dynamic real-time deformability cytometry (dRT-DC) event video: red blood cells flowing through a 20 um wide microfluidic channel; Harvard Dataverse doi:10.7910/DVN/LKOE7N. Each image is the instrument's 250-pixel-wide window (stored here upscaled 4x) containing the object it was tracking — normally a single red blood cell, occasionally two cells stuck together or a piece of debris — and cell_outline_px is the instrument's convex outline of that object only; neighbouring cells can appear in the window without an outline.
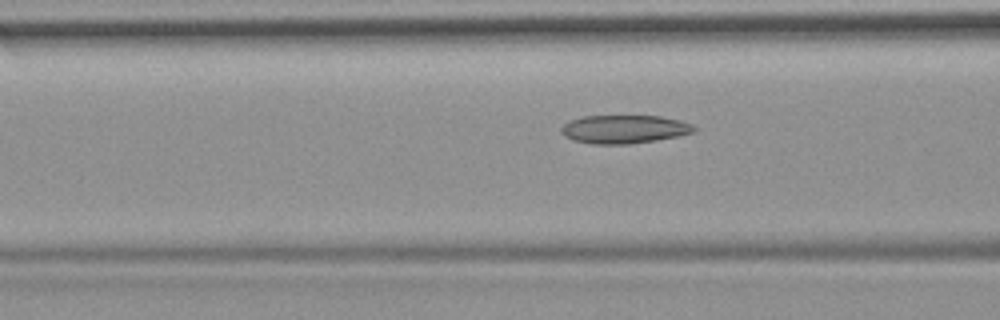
{"species": "common noctule bat (a hibernating species)", "species_latin": "Nyctalus noctula", "temperature_condition": "room temperature", "stored_images_in_passage": 52, "camera_frame_rate_fps": 3000, "um_per_image_px": 0.085, "animal": {"sex": "female", "body_mass_g": 19.9}, "frame": {"image": 1, "passage_image": 19, "time_ms": 6.0, "image_size_px": [1000, 320], "cell_outline_px": [[696, 128], [692, 132], [680, 136], [656, 140], [628, 144], [592, 144], [572, 140], [564, 136], [560, 132], [560, 128], [568, 120], [584, 116], [660, 116], [680, 120], [692, 124]], "centroid_in_image_um": [53.02, 10.98], "position_along_channel_um": 113.6, "area_um2": 22.08}}
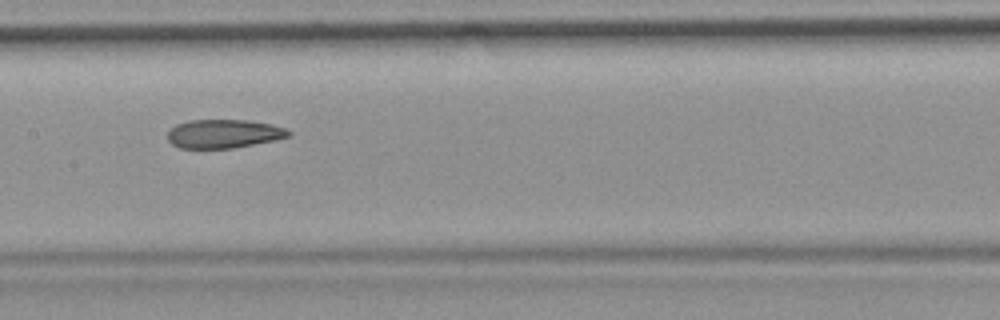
{"frame": {"image": 2, "passage_image": 25, "time_ms": 8.0, "image_size_px": [1000, 320], "cell_outline_px": [[292, 136], [276, 140], [232, 148], [180, 148], [172, 144], [168, 140], [168, 132], [176, 124], [188, 120], [248, 120], [272, 124], [284, 128], [292, 132]], "centroid_in_image_um": [19.04, 11.36], "position_along_channel_um": 188.4, "area_um2": 20.29}}
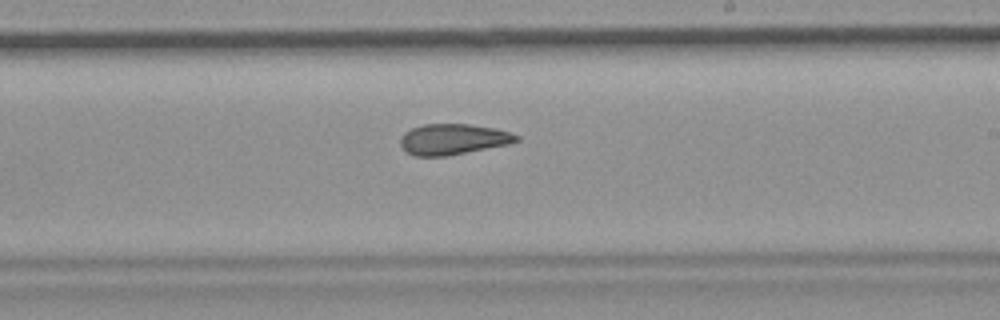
{"frame": {"image": 3, "passage_image": 30, "time_ms": 9.667, "image_size_px": [1000, 320], "cell_outline_px": [[520, 140], [508, 144], [448, 156], [412, 156], [404, 152], [400, 144], [400, 136], [404, 132], [412, 128], [424, 124], [468, 124], [492, 128], [508, 132], [520, 136]], "centroid_in_image_um": [38.45, 11.85], "position_along_channel_um": 250.6, "area_um2": 20.87}, "authors_computed_cell_mechanics": {"area_um2": 22.1085, "velocity_mm_per_s": 3.7469, "shape_relaxation_time_tau1_ms": null, "shape_relaxation_time_tau2_ms": 2.9933, "deformation_change_tau1": null, "deformation_change_tau2": 0.1023}}